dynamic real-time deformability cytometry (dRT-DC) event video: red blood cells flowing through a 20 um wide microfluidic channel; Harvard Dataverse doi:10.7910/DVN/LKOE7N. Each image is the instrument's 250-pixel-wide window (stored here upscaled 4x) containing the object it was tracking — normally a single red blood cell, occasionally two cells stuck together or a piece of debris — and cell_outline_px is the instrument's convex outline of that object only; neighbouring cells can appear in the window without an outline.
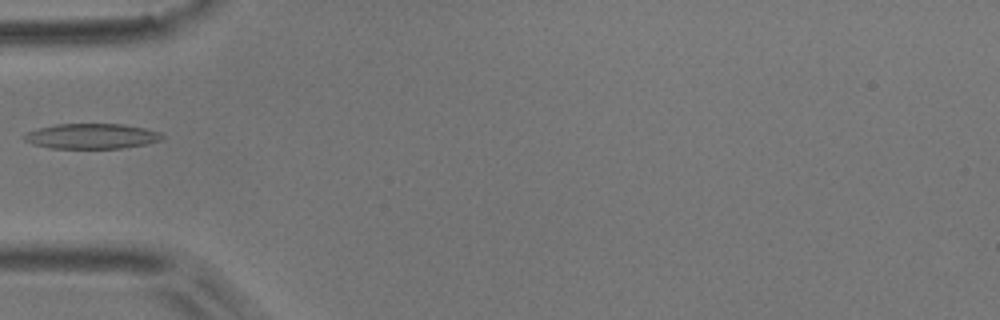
{"species": "common noctule bat (a hibernating species)", "species_latin": "Nyctalus noctula", "temperature_condition": "room temperature", "stored_images_in_passage": 5, "camera_frame_rate_fps": 3000, "um_per_image_px": 0.085, "animal": {"sex": "male", "body_mass_g": 17.9}, "frame": {"image": 1, "passage_image": 4, "time_ms": 1.0, "image_size_px": [1000, 320], "cell_outline_px": [[164, 136], [160, 140], [144, 144], [120, 148], [48, 148], [32, 144], [24, 140], [20, 136], [28, 132], [40, 128], [56, 124], [124, 124], [144, 128], [160, 132]], "centroid_in_image_um": [7.75, 11.57], "position_along_channel_um": 77.3, "area_um2": 20.17}}
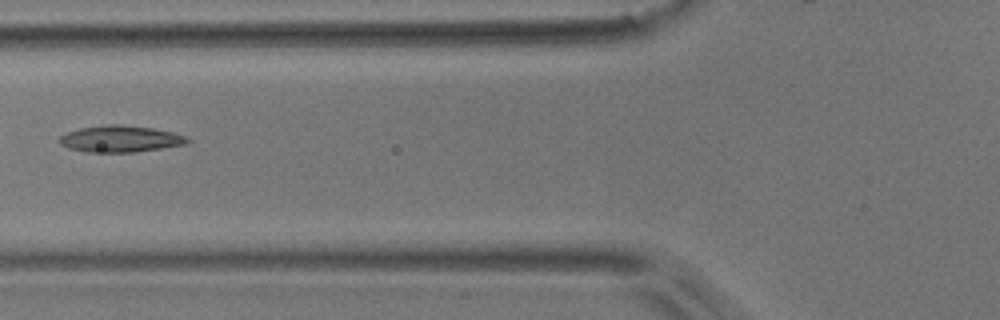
{"frame": {"image": 2, "passage_image": 5, "time_ms": 1.333, "image_size_px": [1000, 320], "cell_outline_px": [[192, 140], [188, 144], [136, 152], [88, 152], [68, 148], [60, 144], [56, 140], [60, 136], [68, 132], [80, 128], [108, 124], [120, 124], [152, 128], [172, 132], [188, 136]], "centroid_in_image_um": [10.26, 11.8], "position_along_channel_um": 115.5, "area_um2": 20.0}}